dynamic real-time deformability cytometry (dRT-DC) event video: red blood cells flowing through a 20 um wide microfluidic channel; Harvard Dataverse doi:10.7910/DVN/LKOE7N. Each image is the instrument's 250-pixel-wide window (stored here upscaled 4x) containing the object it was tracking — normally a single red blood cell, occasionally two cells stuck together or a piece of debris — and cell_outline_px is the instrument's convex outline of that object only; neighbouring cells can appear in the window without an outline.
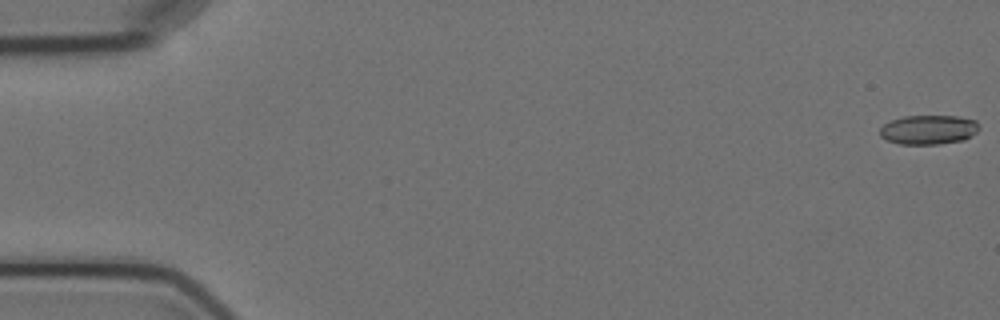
{"species": "Egyptian fruit bat (a non-hibernating species)", "species_latin": "Rousettus aegyptiacus", "temperature_condition": "cold", "stored_images_in_passage": 6, "camera_frame_rate_fps": 3000, "um_per_image_px": 0.085, "animal": {"sex": "female"}, "frame": {"image": 1, "passage_image": 1, "time_ms": 0.0, "image_size_px": [1000, 320], "cell_outline_px": [[980, 128], [976, 132], [964, 140], [936, 144], [900, 144], [888, 140], [880, 136], [880, 128], [884, 124], [892, 120], [904, 116], [956, 116], [976, 120]], "centroid_in_image_um": [78.93, 11.02], "position_along_channel_um": 6.1, "area_um2": 16.88}}
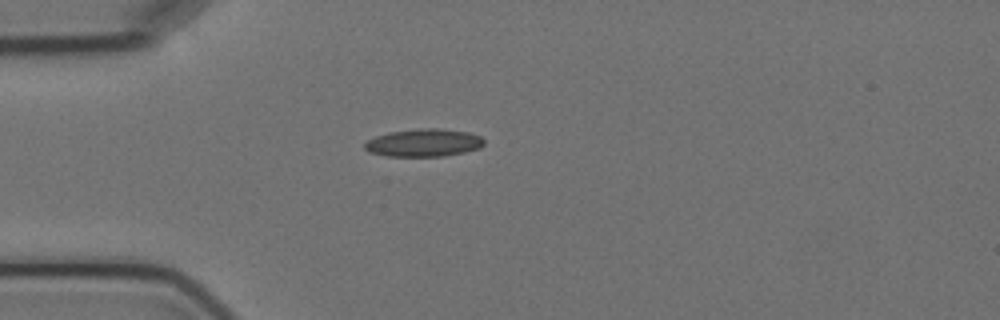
{"frame": {"image": 2, "passage_image": 5, "time_ms": 5.0, "image_size_px": [1000, 320], "cell_outline_px": [[484, 144], [480, 148], [464, 152], [444, 156], [388, 156], [368, 152], [364, 148], [364, 144], [368, 140], [376, 136], [388, 132], [416, 128], [440, 128], [468, 132], [480, 136], [484, 140]], "centroid_in_image_um": [36.01, 12.13], "position_along_channel_um": 49.0, "area_um2": 19.42}}